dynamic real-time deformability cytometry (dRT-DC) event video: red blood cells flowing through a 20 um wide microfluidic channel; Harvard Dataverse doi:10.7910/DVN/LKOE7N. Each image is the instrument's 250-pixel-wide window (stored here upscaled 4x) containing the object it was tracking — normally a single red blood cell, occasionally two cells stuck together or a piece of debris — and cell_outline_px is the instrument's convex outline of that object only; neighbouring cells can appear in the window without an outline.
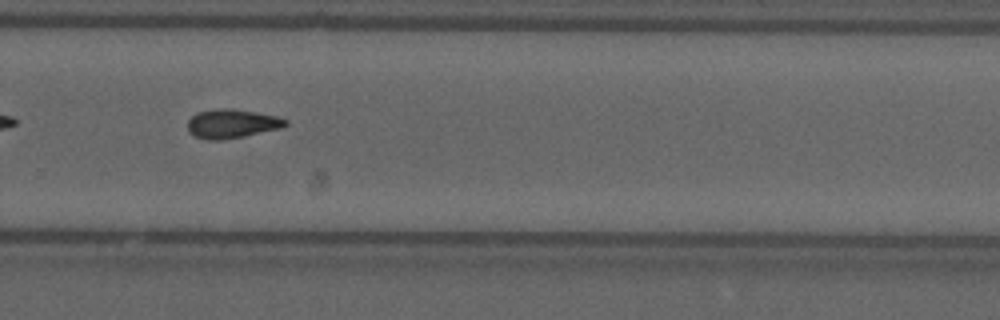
{"species": "common noctule bat (a hibernating species)", "species_latin": "Nyctalus noctula", "temperature_condition": "cold", "stored_images_in_passage": 37, "camera_frame_rate_fps": 3000, "um_per_image_px": 0.085, "animal": {"sex": "male", "forearm_length_mm": 52.5}, "frame": {"image": 1, "passage_image": 22, "time_ms": 7.0, "image_size_px": [1000, 320], "cell_outline_px": [[288, 124], [280, 128], [244, 136], [220, 140], [208, 140], [196, 136], [188, 132], [188, 120], [192, 116], [200, 112], [224, 108], [228, 108], [256, 112], [280, 116], [288, 120]], "centroid_in_image_um": [19.74, 10.51], "position_along_channel_um": 310.1, "area_um2": 16.36}}